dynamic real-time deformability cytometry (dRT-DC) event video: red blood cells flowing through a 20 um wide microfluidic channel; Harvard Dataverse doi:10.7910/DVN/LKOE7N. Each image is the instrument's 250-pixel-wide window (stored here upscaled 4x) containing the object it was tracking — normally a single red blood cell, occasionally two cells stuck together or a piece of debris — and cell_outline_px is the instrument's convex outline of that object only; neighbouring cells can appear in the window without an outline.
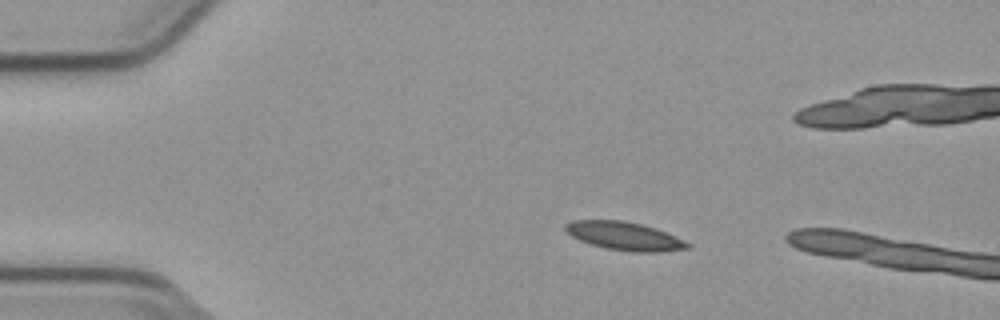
{"species": "common noctule bat (a hibernating species)", "species_latin": "Nyctalus noctula", "temperature_condition": "cold", "stored_images_in_passage": 14, "camera_frame_rate_fps": 3000, "um_per_image_px": 0.085, "animal": {"sex": "male", "body_mass_g": 23.1, "forearm_length_mm": 52.7}, "frame": {"image": 1, "passage_image": 10, "time_ms": 3.0, "image_size_px": [1000, 320], "cell_outline_px": [[692, 244], [688, 248], [660, 252], [628, 252], [604, 248], [580, 240], [572, 236], [564, 228], [564, 224], [572, 220], [624, 220], [656, 228], [684, 240]], "centroid_in_image_um": [53.08, 20.06], "position_along_channel_um": 31.9, "area_um2": 20.17}}